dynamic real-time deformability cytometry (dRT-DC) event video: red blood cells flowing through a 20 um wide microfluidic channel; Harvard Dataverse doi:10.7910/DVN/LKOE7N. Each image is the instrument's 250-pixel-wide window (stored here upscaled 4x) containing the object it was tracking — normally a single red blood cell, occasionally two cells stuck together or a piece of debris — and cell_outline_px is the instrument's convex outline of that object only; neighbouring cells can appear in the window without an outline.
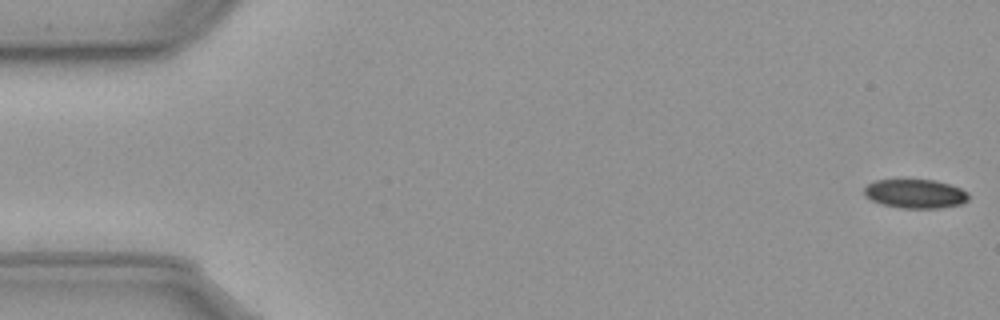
{"species": "common noctule bat (a hibernating species)", "species_latin": "Nyctalus noctula", "temperature_condition": "cold", "stored_images_in_passage": 58, "camera_frame_rate_fps": 3000, "um_per_image_px": 0.085, "animal": {"sex": "male", "body_mass_g": 23.1, "forearm_length_mm": 52.7}, "frame": {"image": 1, "passage_image": 1, "time_ms": 0.0, "image_size_px": [1000, 320], "cell_outline_px": [[968, 200], [960, 204], [940, 208], [900, 208], [884, 204], [872, 200], [864, 196], [864, 188], [868, 184], [876, 180], [936, 180], [960, 188], [968, 192]], "centroid_in_image_um": [77.8, 16.47], "position_along_channel_um": 7.2, "area_um2": 17.51}}
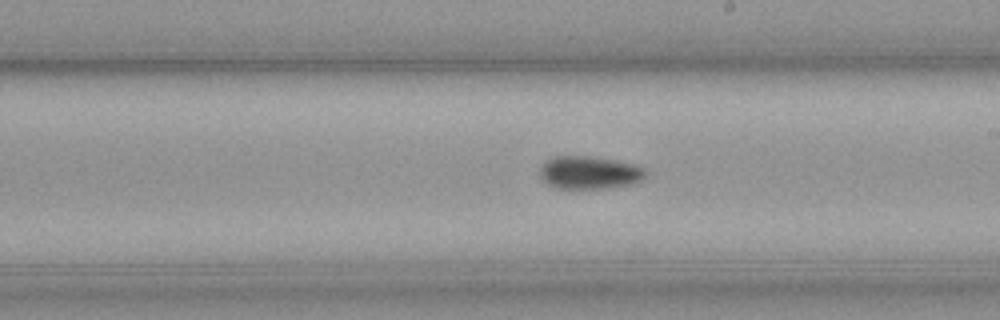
{"frame": {"image": 2, "passage_image": 32, "time_ms": 10.333, "image_size_px": [1000, 320], "cell_outline_px": [[648, 176], [632, 184], [608, 188], [556, 188], [548, 184], [540, 176], [540, 168], [552, 156], [592, 156], [616, 160], [636, 164], [644, 168], [648, 172]], "centroid_in_image_um": [50.15, 14.66], "position_along_channel_um": 238.8, "area_um2": 20.4}}
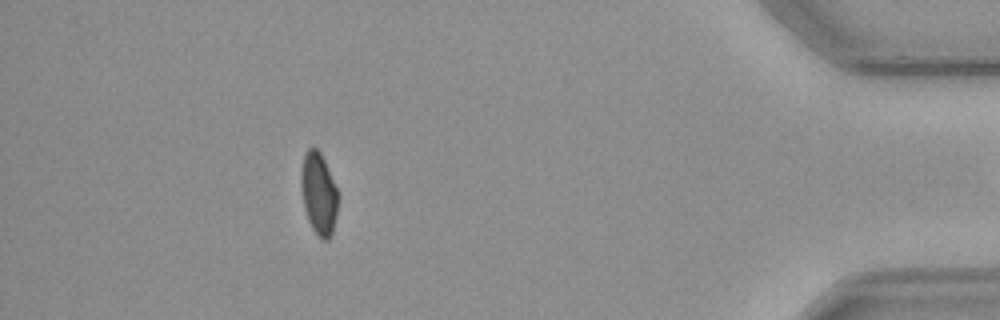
{"frame": {"image": 3, "passage_image": 51, "time_ms": 16.667, "image_size_px": [1000, 320], "cell_outline_px": [[336, 216], [332, 232], [328, 240], [320, 240], [312, 228], [308, 220], [304, 204], [300, 184], [300, 180], [304, 156], [308, 148], [316, 148], [320, 152], [324, 160], [336, 188]], "centroid_in_image_um": [27.07, 16.48], "position_along_channel_um": 408.1, "area_um2": 17.17}, "authors_computed_cell_mechanics": {"area_um2": 19.1896, "velocity_mm_per_s": 3.6077, "shape_relaxation_time_tau1_ms": 8.9798, "shape_relaxation_time_tau2_ms": null, "deformation_change_tau1": 0.1273, "deformation_change_tau2": null}}